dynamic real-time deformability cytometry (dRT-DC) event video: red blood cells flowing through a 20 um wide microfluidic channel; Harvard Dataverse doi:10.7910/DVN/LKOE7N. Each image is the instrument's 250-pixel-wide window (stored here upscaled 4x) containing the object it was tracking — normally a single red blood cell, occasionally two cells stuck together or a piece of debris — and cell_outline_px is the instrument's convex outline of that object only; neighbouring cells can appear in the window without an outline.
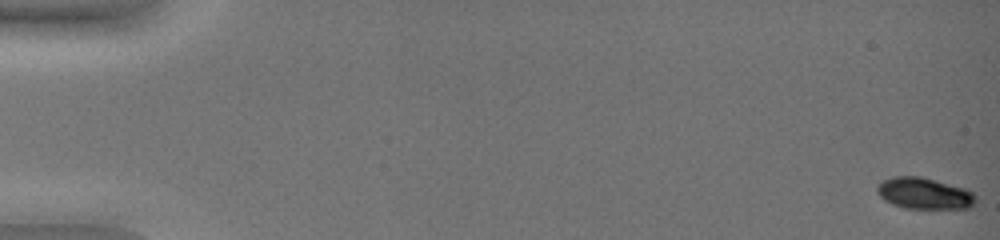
{"species": "common noctule bat (a hibernating species)", "species_latin": "Nyctalus noctula", "temperature_condition": "warm", "stored_images_in_passage": 54, "camera_frame_rate_fps": 3000, "um_per_image_px": 0.085, "animal": {"sex": "female", "body_mass_g": 19.0, "forearm_length_mm": 51.5}, "frame": {"image": 1, "passage_image": 1, "time_ms": 0.0, "image_size_px": [1000, 240], "cell_outline_px": [[976, 204], [968, 208], [904, 208], [892, 204], [884, 200], [876, 192], [876, 188], [884, 180], [892, 176], [920, 176], [964, 188], [972, 192], [976, 196]], "centroid_in_image_um": [78.56, 16.44], "position_along_channel_um": 6.4, "area_um2": 17.98}}
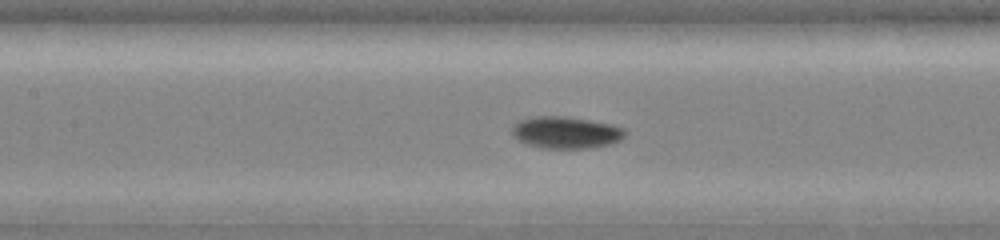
{"frame": {"image": 2, "passage_image": 28, "time_ms": 9.0, "image_size_px": [1000, 240], "cell_outline_px": [[624, 136], [620, 140], [612, 144], [592, 148], [540, 148], [528, 144], [520, 140], [512, 132], [512, 124], [520, 120], [532, 116], [568, 116], [612, 124], [624, 128]], "centroid_in_image_um": [48.12, 11.25], "position_along_channel_um": 159.3, "area_um2": 21.1}}
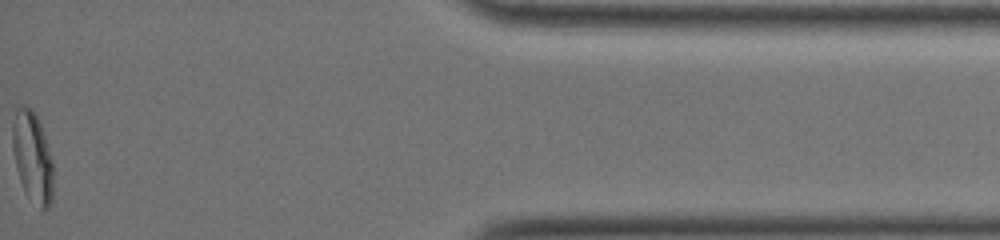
{"frame": {"image": 3, "passage_image": 54, "time_ms": 17.667, "image_size_px": [1000, 240], "cell_outline_px": [[52, 200], [48, 208], [44, 212], [40, 208], [24, 188], [20, 180], [16, 168], [12, 148], [12, 124], [16, 108], [20, 104], [32, 108], [40, 124], [52, 160]], "centroid_in_image_um": [2.74, 13.3], "position_along_channel_um": 432.5, "area_um2": 21.21}, "authors_computed_cell_mechanics": {"area_um2": 19.8254, "velocity_mm_per_s": 3.7614, "shape_relaxation_time_tau1_ms": 5.1594, "shape_relaxation_time_tau2_ms": 3.0115, "deformation_change_tau1": 0.1916, "deformation_change_tau2": 0.0241}}